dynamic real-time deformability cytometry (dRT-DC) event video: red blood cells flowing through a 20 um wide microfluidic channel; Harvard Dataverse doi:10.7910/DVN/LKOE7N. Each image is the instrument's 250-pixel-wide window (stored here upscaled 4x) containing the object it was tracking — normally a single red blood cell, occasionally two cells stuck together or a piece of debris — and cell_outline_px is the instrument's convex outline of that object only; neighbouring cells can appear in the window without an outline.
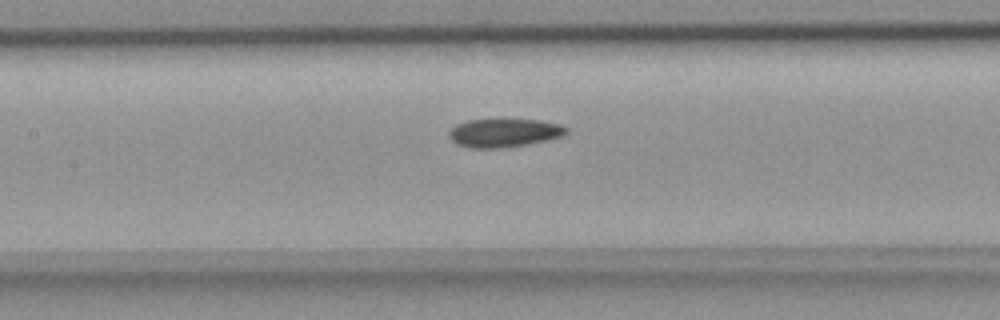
{"species": "common noctule bat (a hibernating species)", "species_latin": "Nyctalus noctula", "temperature_condition": "room temperature", "stored_images_in_passage": 35, "camera_frame_rate_fps": 3000, "um_per_image_px": 0.085, "animal": {"sex": "female", "body_mass_g": 18.4}, "frame": {"image": 1, "passage_image": 10, "time_ms": 3.0, "image_size_px": [1000, 320], "cell_outline_px": [[568, 132], [564, 136], [548, 140], [528, 144], [500, 148], [468, 148], [456, 144], [448, 136], [448, 132], [456, 124], [468, 120], [540, 120], [560, 124], [568, 128]], "centroid_in_image_um": [42.86, 11.3], "position_along_channel_um": 164.5, "area_um2": 19.54}}
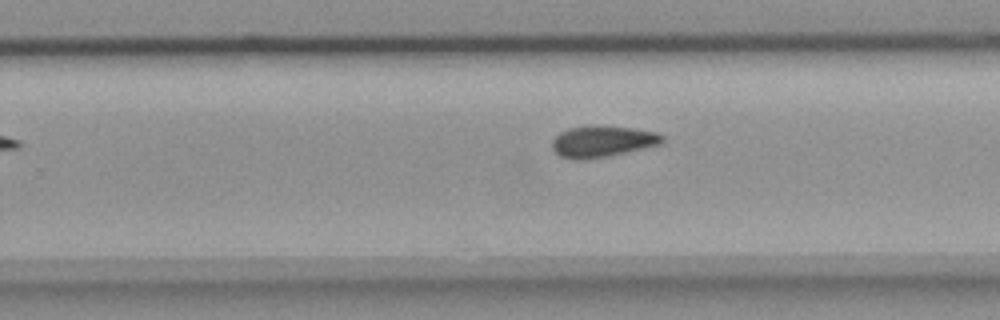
{"frame": {"image": 2, "passage_image": 19, "time_ms": 6.0, "image_size_px": [1000, 320], "cell_outline_px": [[664, 140], [660, 144], [644, 148], [608, 156], [584, 160], [572, 160], [560, 156], [552, 148], [552, 140], [560, 132], [568, 128], [596, 124], [632, 128], [656, 132], [664, 136]], "centroid_in_image_um": [51.18, 12.01], "position_along_channel_um": 278.6, "area_um2": 20.35}}
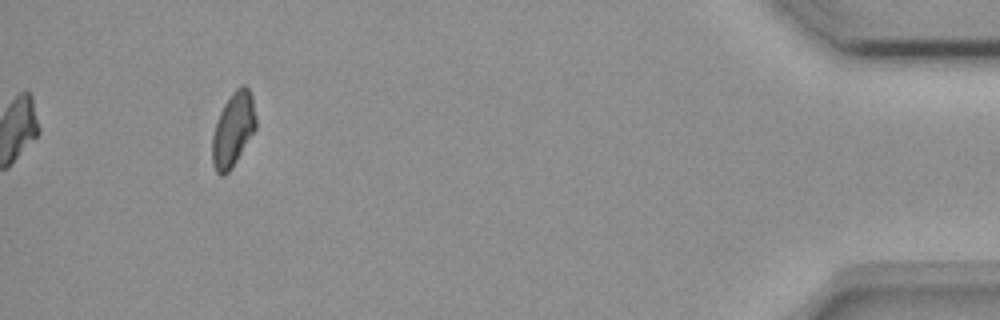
{"frame": {"image": 3, "passage_image": 35, "time_ms": 11.333, "image_size_px": [1000, 320], "cell_outline_px": [[256, 128], [232, 168], [224, 176], [220, 176], [216, 172], [212, 164], [212, 136], [220, 112], [224, 104], [232, 92], [240, 84], [244, 84], [248, 88], [252, 96], [256, 120]], "centroid_in_image_um": [19.81, 11.02], "position_along_channel_um": 415.4, "area_um2": 18.84}}